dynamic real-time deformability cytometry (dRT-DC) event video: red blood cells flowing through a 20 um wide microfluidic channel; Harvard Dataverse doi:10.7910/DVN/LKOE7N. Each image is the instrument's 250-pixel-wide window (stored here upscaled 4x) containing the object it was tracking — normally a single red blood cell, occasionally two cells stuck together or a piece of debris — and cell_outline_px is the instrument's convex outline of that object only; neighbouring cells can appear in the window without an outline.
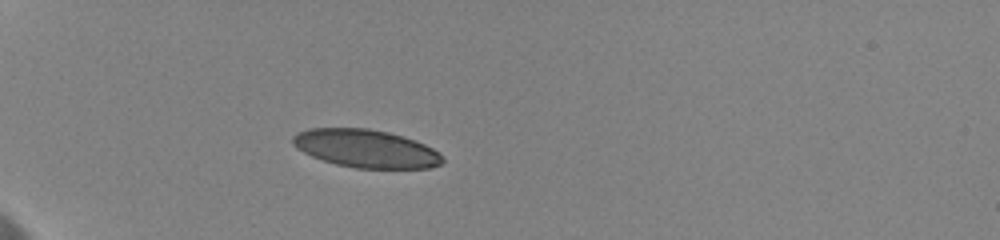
{"species": "human", "species_latin": "Homo sapiens", "temperature_condition": "cold", "stored_images_in_passage": 41, "camera_frame_rate_fps": 3000, "um_per_image_px": 0.085, "donor": {"sex": "female"}, "frame": {"image": 1, "passage_image": 1, "time_ms": 0.0, "image_size_px": [1000, 240], "cell_outline_px": [[444, 160], [440, 164], [432, 168], [356, 168], [336, 164], [312, 156], [296, 148], [292, 144], [292, 136], [296, 132], [308, 128], [368, 128], [388, 132], [424, 144], [440, 152]], "centroid_in_image_um": [31.08, 12.62], "position_along_channel_um": 53.9, "area_um2": 33.12}}
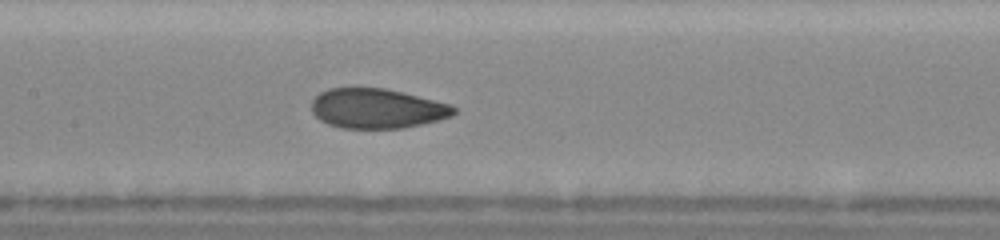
{"frame": {"image": 2, "passage_image": 17, "time_ms": 4.333, "image_size_px": [1000, 240], "cell_outline_px": [[456, 112], [452, 116], [440, 120], [404, 128], [340, 128], [328, 124], [320, 120], [312, 112], [312, 100], [320, 92], [328, 88], [384, 88], [448, 104], [456, 108]], "centroid_in_image_um": [32.02, 9.23], "position_along_channel_um": 175.4, "area_um2": 32.77}}
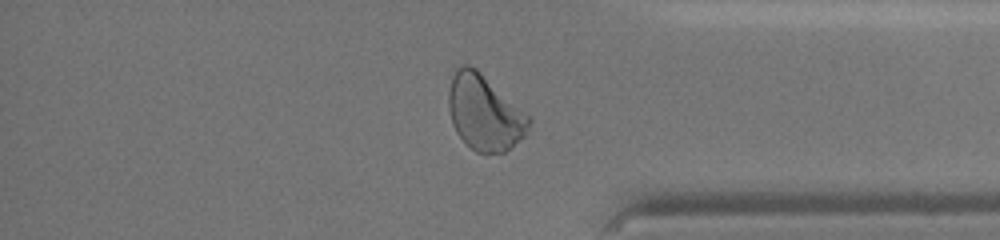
{"frame": {"image": 3, "passage_image": 35, "time_ms": 10.667, "image_size_px": [1000, 240], "cell_outline_px": [[532, 120], [524, 136], [520, 140], [504, 152], [476, 152], [456, 132], [452, 124], [448, 108], [448, 92], [452, 76], [456, 68], [460, 64], [468, 64], [476, 68], [528, 116]], "centroid_in_image_um": [41.14, 9.55], "position_along_channel_um": 394.1, "area_um2": 34.68}, "authors_computed_cell_mechanics": {"area_um2": 33.9286, "velocity_mm_per_s": 3.531, "shape_relaxation_time_tau1_ms": 5.938, "shape_relaxation_time_tau2_ms": 0.9869, "deformation_change_tau1": 0.1689, "deformation_change_tau2": 0.0541}}